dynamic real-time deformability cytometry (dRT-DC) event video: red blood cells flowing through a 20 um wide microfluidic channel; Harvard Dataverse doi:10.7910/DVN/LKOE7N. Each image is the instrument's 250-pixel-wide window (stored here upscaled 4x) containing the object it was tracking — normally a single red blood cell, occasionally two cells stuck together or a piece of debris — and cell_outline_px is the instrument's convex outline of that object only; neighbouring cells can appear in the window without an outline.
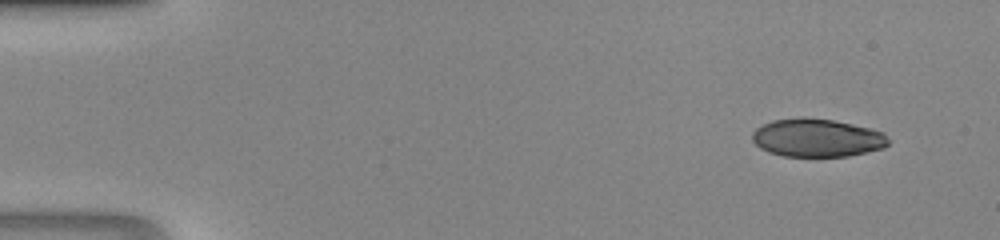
{"species": "human", "species_latin": "Homo sapiens", "temperature_condition": "room temperature", "stored_images_in_passage": 44, "camera_frame_rate_fps": 3000, "um_per_image_px": 0.085, "donor": {"sex": "male"}, "frame": {"image": 1, "passage_image": 1, "time_ms": 0.0, "image_size_px": [1000, 240], "cell_outline_px": [[888, 144], [880, 148], [848, 156], [784, 156], [768, 152], [760, 148], [752, 140], [752, 132], [756, 128], [764, 124], [776, 120], [832, 120], [852, 124], [884, 132], [888, 140]], "centroid_in_image_um": [69.44, 11.75], "position_along_channel_um": 15.6, "area_um2": 29.19}}
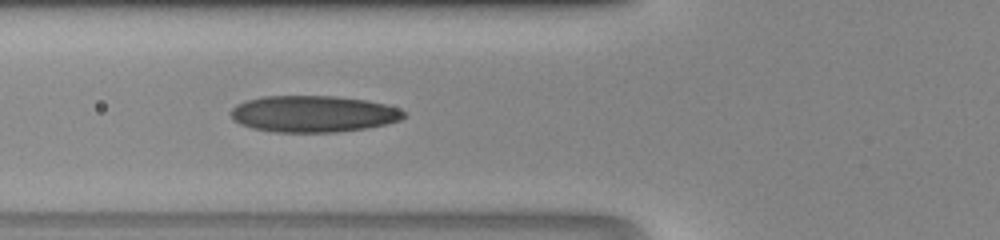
{"frame": {"image": 2, "passage_image": 16, "time_ms": 5.0, "image_size_px": [1000, 240], "cell_outline_px": [[404, 116], [400, 120], [384, 124], [364, 128], [336, 132], [276, 132], [252, 128], [240, 124], [232, 116], [232, 108], [236, 104], [244, 100], [264, 96], [336, 96], [364, 100], [384, 104], [396, 108], [404, 112]], "centroid_in_image_um": [26.58, 9.67], "position_along_channel_um": 99.2, "area_um2": 36.47}}
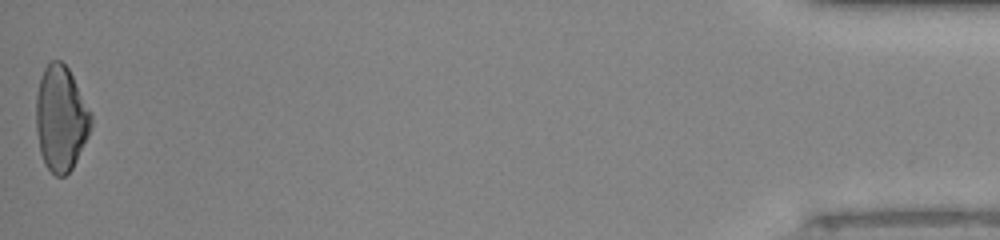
{"frame": {"image": 3, "passage_image": 44, "time_ms": 14.333, "image_size_px": [1000, 240], "cell_outline_px": [[92, 128], [72, 168], [64, 176], [56, 176], [44, 164], [40, 152], [36, 128], [36, 96], [40, 80], [44, 68], [52, 60], [60, 60], [68, 68], [92, 116]], "centroid_in_image_um": [5.16, 10.09], "position_along_channel_um": 430.0, "area_um2": 33.35}}